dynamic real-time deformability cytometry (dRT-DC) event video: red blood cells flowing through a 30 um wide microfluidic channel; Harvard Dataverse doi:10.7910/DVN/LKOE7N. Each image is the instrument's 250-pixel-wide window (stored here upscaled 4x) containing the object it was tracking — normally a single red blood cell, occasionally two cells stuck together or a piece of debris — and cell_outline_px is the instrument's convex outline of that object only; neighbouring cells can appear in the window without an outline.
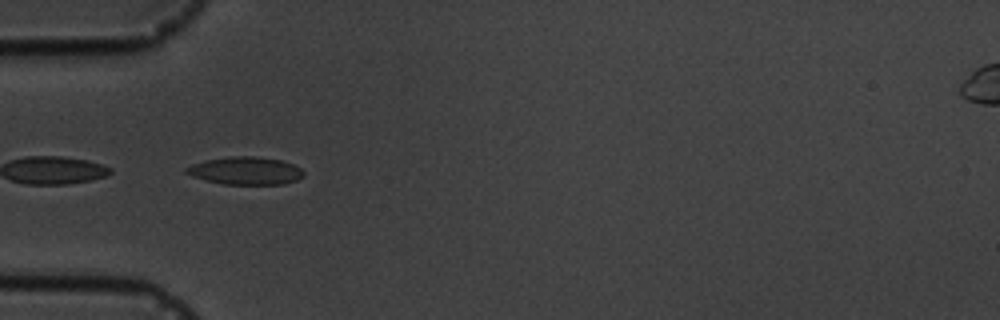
{"species": "common noctule bat (a hibernating species)", "species_latin": "Nyctalus noctula", "temperature_condition": "cold", "stored_images_in_passage": 11, "camera_frame_rate_fps": 3000, "um_per_image_px": 0.085, "animal": {"sex": "male", "body_mass_g": 19.5, "forearm_length_mm": 54.6}, "frame": {"image": 1, "passage_image": 1, "time_ms": 0.0, "image_size_px": [1000, 320], "cell_outline_px": [[304, 176], [296, 180], [284, 184], [224, 184], [192, 176], [184, 172], [184, 168], [192, 164], [204, 160], [228, 156], [256, 156], [280, 160], [292, 164], [300, 168], [304, 172]], "centroid_in_image_um": [20.85, 14.5], "position_along_channel_um": 64.1, "area_um2": 18.96}}
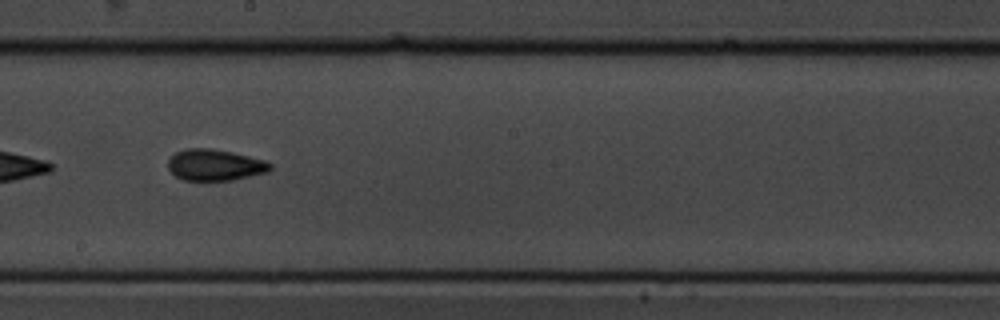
{"frame": {"image": 2, "passage_image": 5, "time_ms": 4.667, "image_size_px": [1000, 320], "cell_outline_px": [[272, 168], [268, 172], [232, 180], [184, 180], [176, 176], [168, 168], [168, 160], [176, 152], [188, 148], [212, 148], [232, 152], [264, 160], [272, 164]], "centroid_in_image_um": [18.28, 14.02], "position_along_channel_um": 229.9, "area_um2": 18.55}}
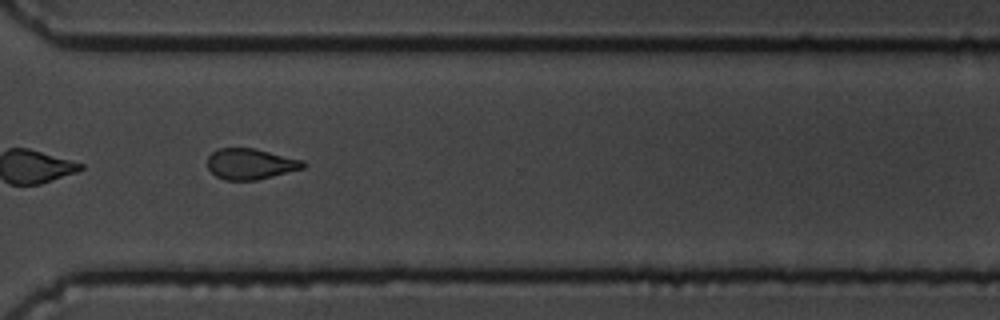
{"frame": {"image": 3, "passage_image": 8, "time_ms": 8.0, "image_size_px": [1000, 320], "cell_outline_px": [[308, 164], [304, 168], [256, 180], [224, 180], [216, 176], [208, 168], [208, 156], [212, 152], [220, 148], [256, 148], [304, 160]], "centroid_in_image_um": [21.32, 13.92], "position_along_channel_um": 349.3, "area_um2": 17.28}, "authors_computed_cell_mechanics": {"area_um2": 17.918, "velocity_mm_per_s": 3.5827, "shape_relaxation_time_tau1_ms": 2.5697, "shape_relaxation_time_tau2_ms": 1.351, "deformation_change_tau1": 0.1135, "deformation_change_tau2": 0.0769}}